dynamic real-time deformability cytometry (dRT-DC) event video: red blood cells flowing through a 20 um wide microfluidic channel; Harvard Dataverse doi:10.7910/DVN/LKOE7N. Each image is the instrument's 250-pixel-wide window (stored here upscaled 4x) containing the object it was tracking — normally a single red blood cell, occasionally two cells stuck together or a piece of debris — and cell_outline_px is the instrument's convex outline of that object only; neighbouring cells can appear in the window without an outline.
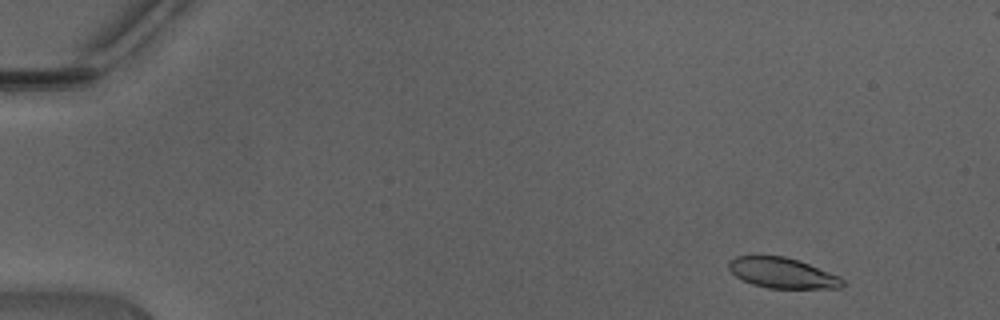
{"species": "Egyptian fruit bat (a non-hibernating species)", "species_latin": "Rousettus aegyptiacus", "temperature_condition": "warm", "stored_images_in_passage": 46, "camera_frame_rate_fps": 3000, "um_per_image_px": 0.085, "animal": {"sex": "male"}, "frame": {"image": 1, "passage_image": 4, "time_ms": 1.0, "image_size_px": [1000, 320], "cell_outline_px": [[844, 284], [840, 288], [768, 288], [752, 284], [736, 276], [728, 268], [728, 260], [736, 256], [784, 256], [808, 264], [840, 276], [844, 280]], "centroid_in_image_um": [66.49, 23.2], "position_along_channel_um": 18.5, "area_um2": 20.0}}
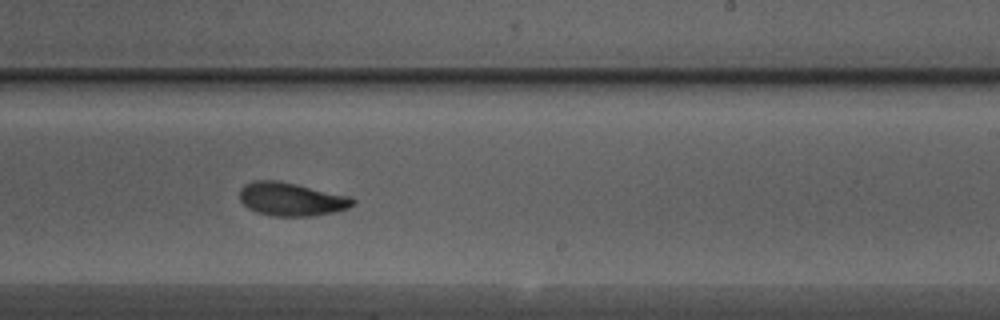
{"frame": {"image": 2, "passage_image": 29, "time_ms": 9.333, "image_size_px": [1000, 320], "cell_outline_px": [[356, 204], [348, 208], [332, 212], [312, 216], [272, 216], [256, 212], [248, 208], [240, 200], [240, 188], [244, 184], [252, 180], [280, 180], [352, 196], [356, 200]], "centroid_in_image_um": [24.78, 16.91], "position_along_channel_um": 264.2, "area_um2": 22.37}}
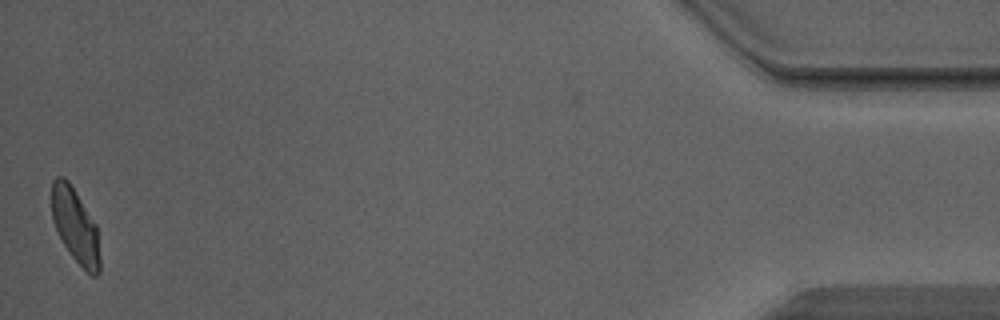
{"frame": {"image": 3, "passage_image": 46, "time_ms": 15.0, "image_size_px": [1000, 320], "cell_outline_px": [[100, 272], [96, 276], [92, 276], [72, 256], [64, 244], [52, 220], [52, 180], [56, 176], [64, 176], [68, 180], [96, 224], [100, 260]], "centroid_in_image_um": [6.4, 19.17], "position_along_channel_um": 428.8, "area_um2": 20.58}, "authors_computed_cell_mechanics": {"area_um2": 21.7039, "velocity_mm_per_s": 4.4335, "shape_relaxation_time_tau1_ms": 3.8174, "shape_relaxation_time_tau2_ms": 1.7663, "deformation_change_tau1": 0.1372, "deformation_change_tau2": 0.0756}}